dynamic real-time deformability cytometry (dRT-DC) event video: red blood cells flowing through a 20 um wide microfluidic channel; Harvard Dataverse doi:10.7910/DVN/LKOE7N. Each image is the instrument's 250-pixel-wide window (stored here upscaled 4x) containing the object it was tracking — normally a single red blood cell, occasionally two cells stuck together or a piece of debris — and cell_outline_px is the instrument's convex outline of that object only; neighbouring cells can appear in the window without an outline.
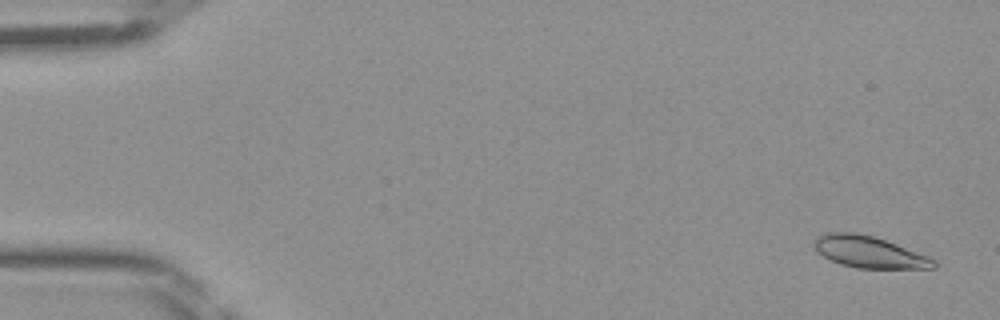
{"species": "Egyptian fruit bat (a non-hibernating species)", "species_latin": "Rousettus aegyptiacus", "temperature_condition": "room temperature", "stored_images_in_passage": 47, "camera_frame_rate_fps": 3000, "um_per_image_px": 0.085, "frame": {"image": 1, "passage_image": 2, "time_ms": 0.333, "image_size_px": [1000, 320], "cell_outline_px": [[936, 268], [856, 268], [840, 264], [816, 252], [812, 248], [812, 244], [816, 236], [828, 232], [856, 232], [872, 236], [896, 244], [928, 256], [936, 260]], "centroid_in_image_um": [73.82, 21.41], "position_along_channel_um": 11.2, "area_um2": 22.08}}
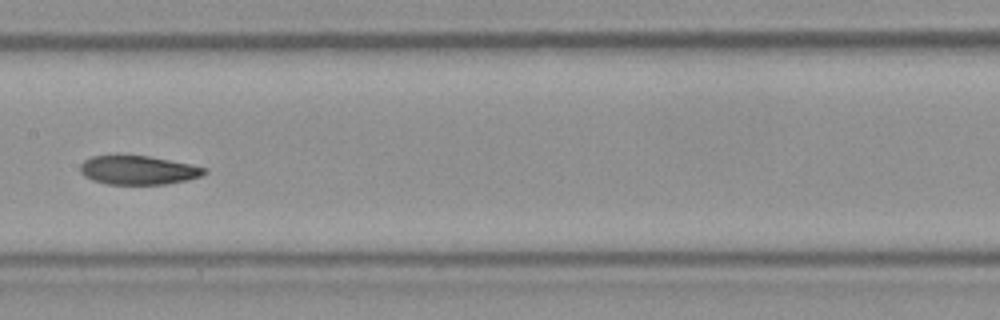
{"frame": {"image": 2, "passage_image": 24, "time_ms": 7.667, "image_size_px": [1000, 320], "cell_outline_px": [[208, 172], [200, 176], [184, 180], [164, 184], [108, 184], [92, 180], [84, 176], [80, 172], [80, 164], [84, 160], [92, 156], [148, 156], [192, 164], [208, 168]], "centroid_in_image_um": [11.75, 14.46], "position_along_channel_um": 195.7, "area_um2": 20.75}}
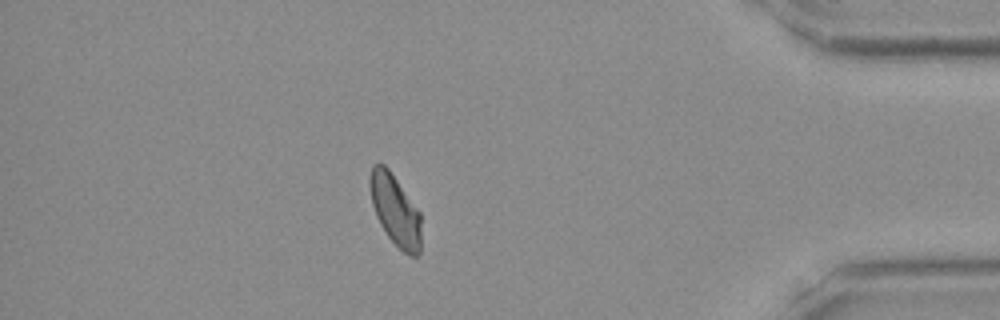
{"frame": {"image": 3, "passage_image": 41, "time_ms": 13.333, "image_size_px": [1000, 320], "cell_outline_px": [[420, 252], [416, 256], [412, 256], [404, 252], [388, 236], [380, 224], [376, 216], [372, 204], [368, 184], [368, 180], [372, 164], [384, 164], [388, 168], [420, 212]], "centroid_in_image_um": [33.56, 17.83], "position_along_channel_um": 401.6, "area_um2": 21.04}}